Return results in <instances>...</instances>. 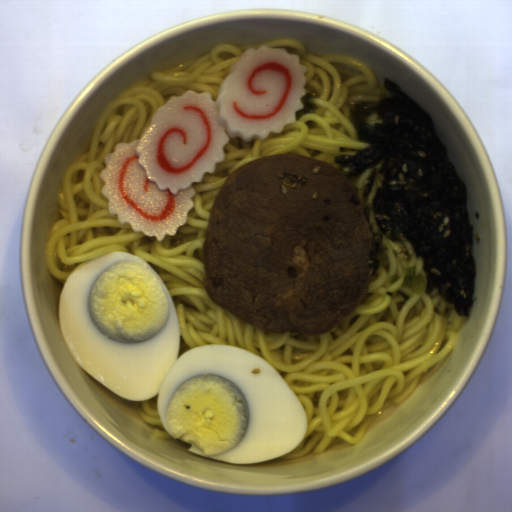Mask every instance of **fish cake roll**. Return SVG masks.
<instances>
[{
    "label": "fish cake roll",
    "mask_w": 512,
    "mask_h": 512,
    "mask_svg": "<svg viewBox=\"0 0 512 512\" xmlns=\"http://www.w3.org/2000/svg\"><path fill=\"white\" fill-rule=\"evenodd\" d=\"M308 67L284 47H248L216 95L187 89L159 107L138 140L118 142L99 178L110 215L160 243L175 237L194 208L193 183L213 175L237 137L266 140L304 110Z\"/></svg>",
    "instance_id": "fish-cake-roll-1"
}]
</instances>
